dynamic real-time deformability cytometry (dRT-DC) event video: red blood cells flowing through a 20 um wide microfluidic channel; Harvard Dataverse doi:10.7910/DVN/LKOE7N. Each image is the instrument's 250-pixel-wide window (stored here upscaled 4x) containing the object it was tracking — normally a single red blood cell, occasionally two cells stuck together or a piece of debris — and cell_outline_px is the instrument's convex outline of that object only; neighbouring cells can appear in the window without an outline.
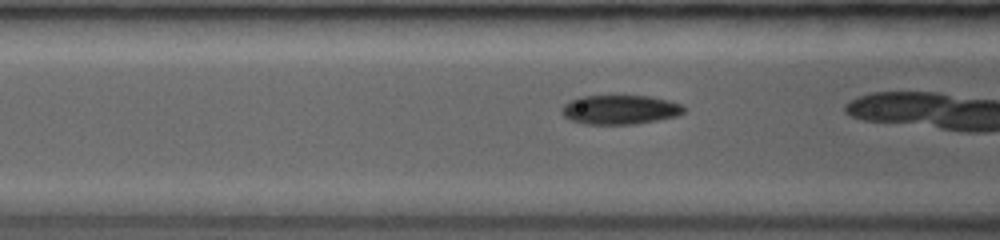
{"species": "common noctule bat (a hibernating species)", "species_latin": "Nyctalus noctula", "temperature_condition": "room temperature", "stored_images_in_passage": 10, "camera_frame_rate_fps": 3500, "um_per_image_px": 0.085, "animal": {"sex": "female", "body_mass_g": 19.0, "forearm_length_mm": 53.3}, "frame": {"image": 1, "passage_image": 4, "time_ms": 0.857, "image_size_px": [1000, 240], "cell_outline_px": [[684, 112], [676, 116], [656, 120], [632, 124], [588, 124], [572, 120], [564, 116], [564, 104], [572, 100], [584, 96], [648, 96], [680, 104], [684, 108]], "centroid_in_image_um": [52.71, 9.32], "position_along_channel_um": 113.9, "area_um2": 20.17}}
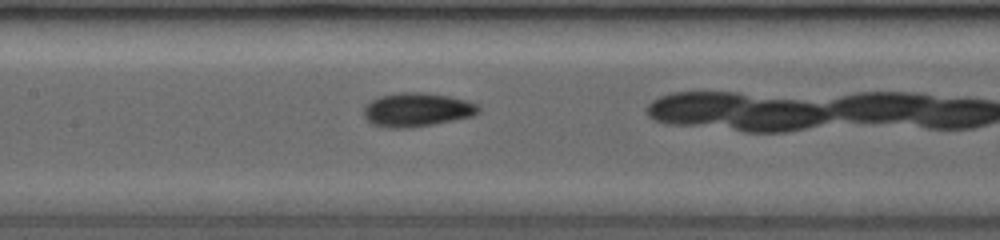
{"frame": {"image": 2, "passage_image": 9, "time_ms": 2.286, "image_size_px": [1000, 240], "cell_outline_px": [[480, 108], [472, 116], [452, 120], [408, 128], [388, 128], [372, 124], [364, 116], [364, 108], [372, 100], [380, 96], [404, 92], [416, 92], [444, 96], [464, 100], [476, 104]], "centroid_in_image_um": [35.38, 9.34], "position_along_channel_um": 172.0, "area_um2": 21.91}}